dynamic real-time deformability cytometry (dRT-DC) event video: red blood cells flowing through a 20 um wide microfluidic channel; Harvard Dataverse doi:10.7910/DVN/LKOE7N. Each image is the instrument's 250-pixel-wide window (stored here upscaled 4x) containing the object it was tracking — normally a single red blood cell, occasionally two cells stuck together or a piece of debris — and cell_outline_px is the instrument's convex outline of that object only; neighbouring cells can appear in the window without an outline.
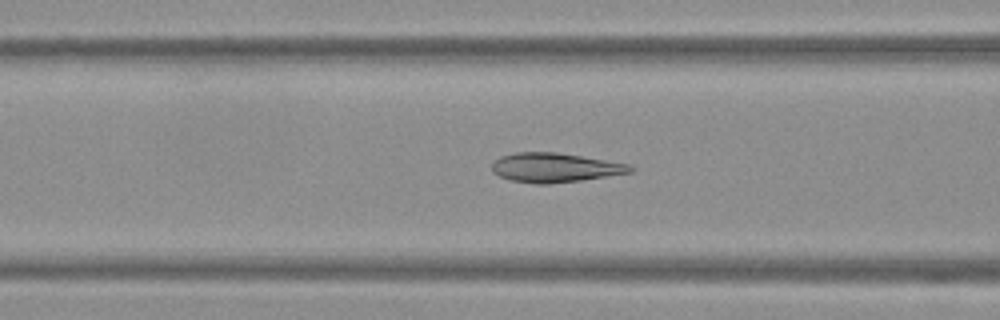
{"species": "Egyptian fruit bat (a non-hibernating species)", "species_latin": "Rousettus aegyptiacus", "temperature_condition": "warm", "stored_images_in_passage": 47, "camera_frame_rate_fps": 3000, "um_per_image_px": 0.085, "frame": {"image": 1, "passage_image": 15, "time_ms": 4.667, "image_size_px": [1000, 320], "cell_outline_px": [[636, 168], [632, 172], [580, 180], [548, 184], [536, 184], [508, 180], [492, 172], [492, 164], [500, 156], [516, 152], [556, 152], [628, 164]], "centroid_in_image_um": [47.12, 14.25], "position_along_channel_um": 119.5, "area_um2": 23.47}}
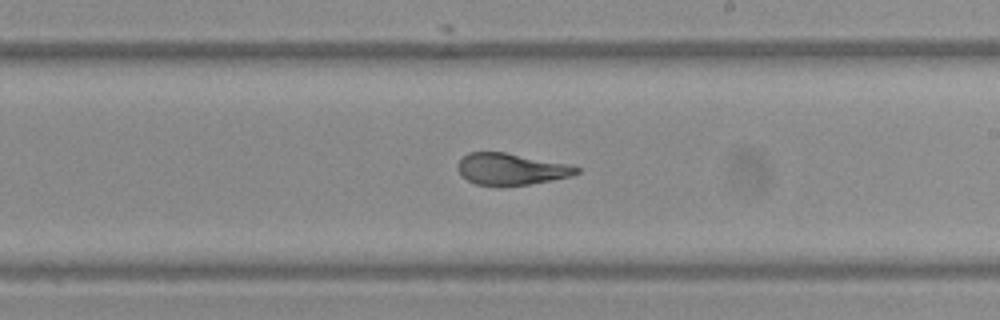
{"frame": {"image": 2, "passage_image": 25, "time_ms": 8.0, "image_size_px": [1000, 320], "cell_outline_px": [[580, 172], [572, 176], [528, 184], [500, 188], [476, 184], [468, 180], [456, 168], [456, 164], [468, 152], [504, 152], [572, 164], [580, 168]], "centroid_in_image_um": [43.46, 14.39], "position_along_channel_um": 245.5, "area_um2": 22.31}}
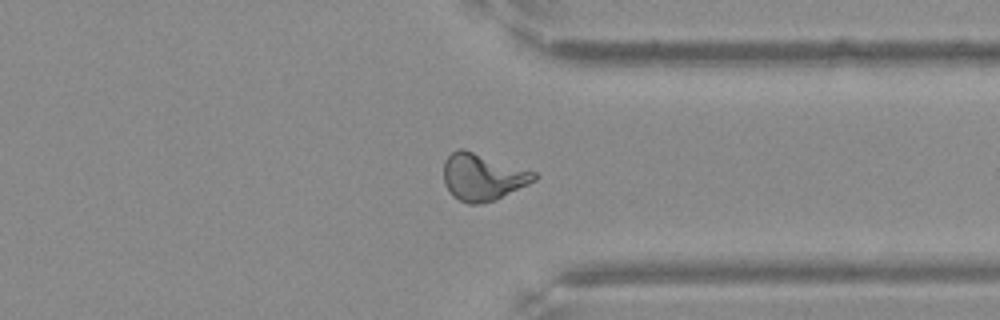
{"frame": {"image": 3, "passage_image": 35, "time_ms": 11.333, "image_size_px": [1000, 320], "cell_outline_px": [[540, 176], [536, 180], [496, 200], [480, 204], [468, 204], [452, 196], [444, 184], [444, 160], [452, 152], [460, 148], [464, 148], [536, 172]], "centroid_in_image_um": [41.03, 15.04], "position_along_channel_um": 370.4, "area_um2": 24.97}, "authors_computed_cell_mechanics": {"area_um2": 23.6402, "velocity_mm_per_s": 3.7787, "shape_relaxation_time_tau1_ms": 8.3202, "shape_relaxation_time_tau2_ms": 0.8898, "deformation_change_tau1": 0.234, "deformation_change_tau2": 0.0595}}